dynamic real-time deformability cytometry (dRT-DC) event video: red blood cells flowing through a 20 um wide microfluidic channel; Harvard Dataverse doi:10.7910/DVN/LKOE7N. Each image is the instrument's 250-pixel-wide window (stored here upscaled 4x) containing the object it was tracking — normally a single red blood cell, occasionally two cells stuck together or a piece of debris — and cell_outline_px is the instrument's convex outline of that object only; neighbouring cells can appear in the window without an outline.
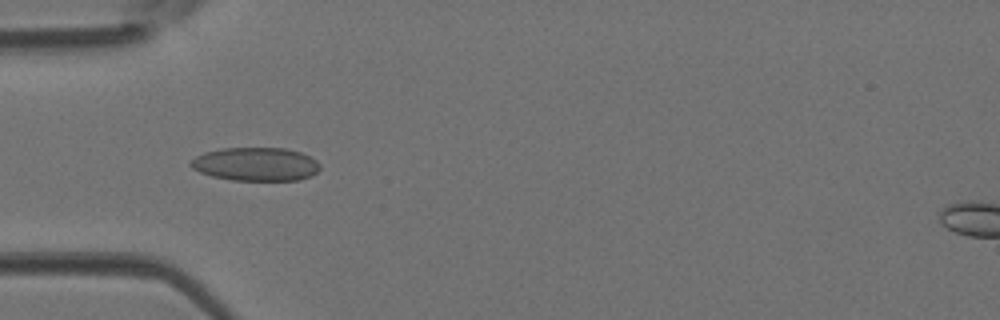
{"species": "Egyptian fruit bat (a non-hibernating species)", "species_latin": "Rousettus aegyptiacus", "temperature_condition": "room temperature", "stored_images_in_passage": 40, "camera_frame_rate_fps": 3000, "um_per_image_px": 0.085, "animal": {"sex": "female"}, "frame": {"image": 1, "passage_image": 9, "time_ms": 2.667, "image_size_px": [1000, 320], "cell_outline_px": [[320, 168], [312, 176], [300, 180], [232, 180], [212, 176], [200, 172], [192, 168], [188, 164], [196, 156], [204, 152], [220, 148], [284, 148], [300, 152], [316, 160], [320, 164]], "centroid_in_image_um": [21.73, 13.95], "position_along_channel_um": 63.3, "area_um2": 25.26}}
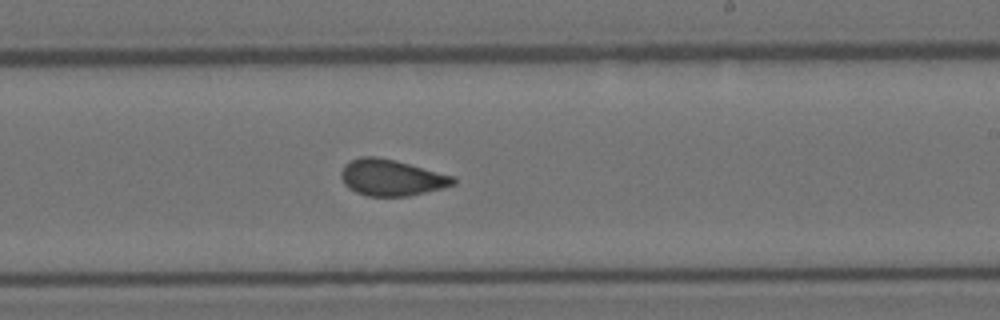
{"frame": {"image": 2, "passage_image": 22, "time_ms": 7.0, "image_size_px": [1000, 320], "cell_outline_px": [[456, 184], [408, 196], [368, 196], [356, 192], [348, 188], [344, 184], [340, 176], [340, 172], [344, 164], [360, 156], [376, 156], [396, 160], [456, 176]], "centroid_in_image_um": [33.26, 15.08], "position_along_channel_um": 255.7, "area_um2": 23.87}}
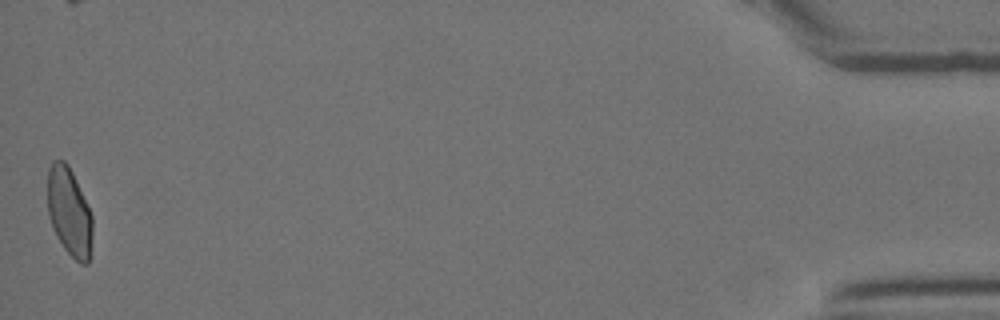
{"frame": {"image": 3, "passage_image": 40, "time_ms": 13.0, "image_size_px": [1000, 320], "cell_outline_px": [[92, 236], [88, 264], [80, 264], [64, 248], [56, 236], [52, 228], [48, 216], [48, 168], [52, 160], [64, 160], [68, 164], [72, 172], [92, 216]], "centroid_in_image_um": [5.87, 18.01], "position_along_channel_um": 429.3, "area_um2": 23.0}}